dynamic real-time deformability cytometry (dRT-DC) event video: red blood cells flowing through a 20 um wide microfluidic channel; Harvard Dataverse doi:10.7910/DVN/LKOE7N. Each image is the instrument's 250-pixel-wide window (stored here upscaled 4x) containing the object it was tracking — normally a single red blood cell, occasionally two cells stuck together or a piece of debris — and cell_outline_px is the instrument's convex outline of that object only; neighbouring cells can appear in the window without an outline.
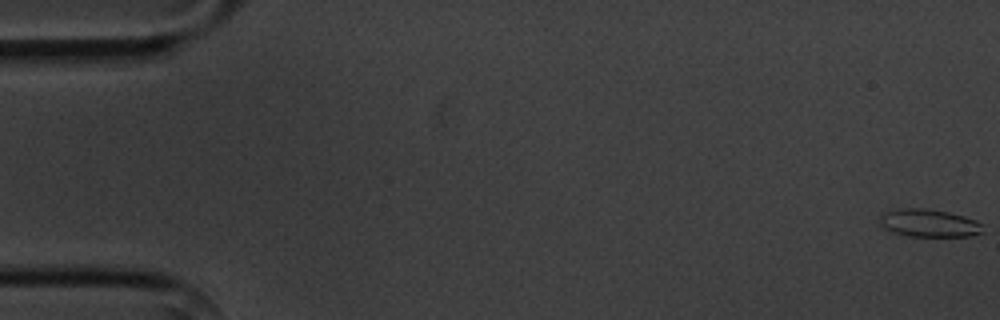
{"species": "common noctule bat (a hibernating species)", "species_latin": "Nyctalus noctula", "temperature_condition": "cold", "stored_images_in_passage": 9, "camera_frame_rate_fps": 3000, "um_per_image_px": 0.085, "animal": {"sex": "male", "body_mass_g": 20.1, "forearm_length_mm": 53.5}, "frame": {"image": 1, "passage_image": 1, "time_ms": 0.0, "image_size_px": [1000, 320], "cell_outline_px": [[984, 232], [968, 236], [908, 236], [892, 232], [884, 228], [880, 224], [880, 212], [896, 208], [924, 208], [948, 212], [964, 216], [976, 220], [984, 224]], "centroid_in_image_um": [78.95, 18.95], "position_along_channel_um": 6.1, "area_um2": 16.99}}
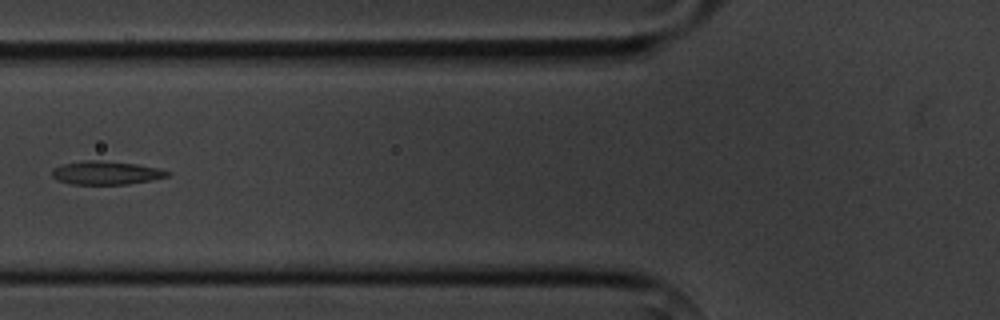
{"frame": {"image": 2, "passage_image": 7, "time_ms": 7.0, "image_size_px": [1000, 320], "cell_outline_px": [[172, 172], [168, 176], [152, 180], [128, 184], [72, 184], [56, 180], [52, 176], [52, 168], [64, 164], [88, 160], [100, 160], [136, 164], [160, 168]], "centroid_in_image_um": [9.04, 14.69], "position_along_channel_um": 116.8, "area_um2": 15.78}}
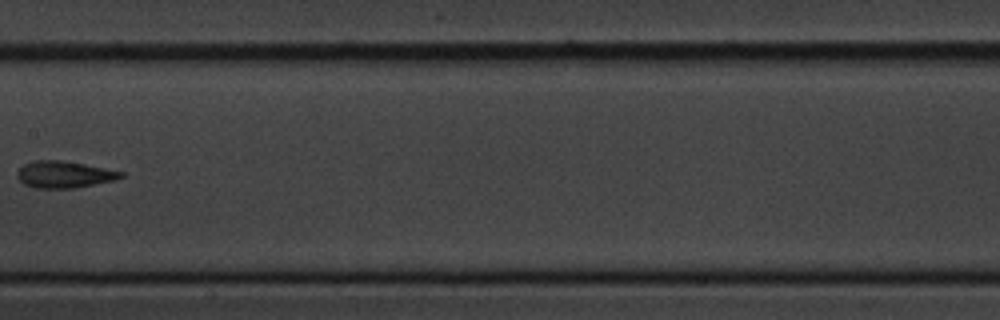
{"frame": {"image": 3, "passage_image": 9, "time_ms": 9.333, "image_size_px": [1000, 320], "cell_outline_px": [[124, 176], [116, 180], [76, 188], [36, 188], [24, 184], [16, 176], [16, 172], [24, 164], [36, 160], [60, 160], [84, 164], [124, 172]], "centroid_in_image_um": [5.46, 14.83], "position_along_channel_um": 201.9, "area_um2": 16.18}}